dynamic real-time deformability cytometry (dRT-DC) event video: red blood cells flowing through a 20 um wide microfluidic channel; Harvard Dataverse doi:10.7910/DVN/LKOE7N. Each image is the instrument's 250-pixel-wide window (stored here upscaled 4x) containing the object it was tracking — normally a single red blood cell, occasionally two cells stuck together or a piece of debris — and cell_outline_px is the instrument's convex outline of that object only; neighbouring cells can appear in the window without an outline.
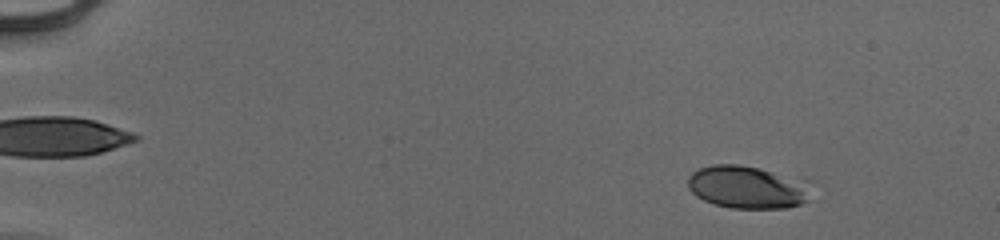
{"species": "human", "species_latin": "Homo sapiens", "temperature_condition": "cold", "stored_images_in_passage": 54, "camera_frame_rate_fps": 3000, "um_per_image_px": 0.085, "donor": {"sex": "male"}, "frame": {"image": 1, "passage_image": 7, "time_ms": 2.0, "image_size_px": [1000, 240], "cell_outline_px": [[812, 180], [808, 200], [800, 204], [788, 208], [728, 208], [704, 200], [696, 196], [688, 188], [688, 176], [692, 172], [700, 168], [712, 164], [736, 164], [760, 168]], "centroid_in_image_um": [63.59, 15.9], "position_along_channel_um": 21.4, "area_um2": 31.27}}
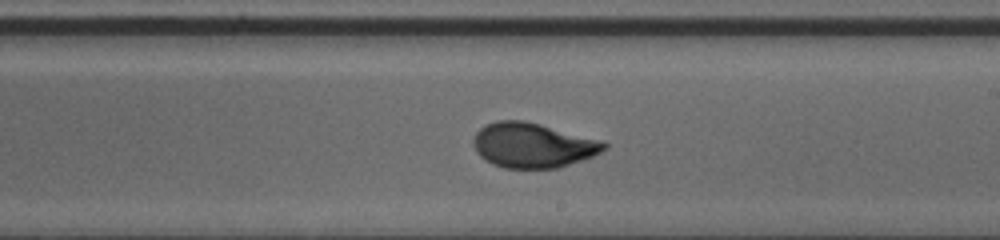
{"frame": {"image": 2, "passage_image": 34, "time_ms": 11.0, "image_size_px": [1000, 240], "cell_outline_px": [[608, 148], [592, 156], [556, 168], [504, 168], [492, 164], [484, 160], [476, 152], [472, 144], [472, 140], [476, 132], [484, 124], [496, 120], [524, 120], [540, 124], [596, 140], [608, 144]], "centroid_in_image_um": [45.19, 12.34], "position_along_channel_um": 243.8, "area_um2": 33.87}}
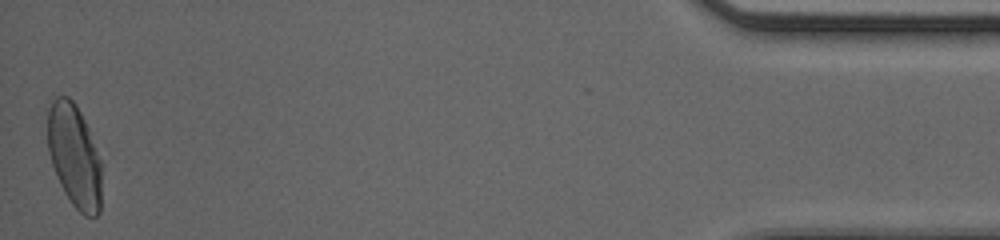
{"frame": {"image": 3, "passage_image": 54, "time_ms": 17.667, "image_size_px": [1000, 240], "cell_outline_px": [[100, 212], [96, 216], [84, 216], [72, 204], [64, 192], [60, 184], [52, 164], [48, 152], [48, 108], [52, 100], [56, 96], [68, 96], [76, 104], [88, 128], [100, 160]], "centroid_in_image_um": [6.3, 13.24], "position_along_channel_um": 428.9, "area_um2": 32.14}, "authors_computed_cell_mechanics": {"area_um2": 32.2813, "velocity_mm_per_s": 3.9462, "shape_relaxation_time_tau1_ms": 3.825, "shape_relaxation_time_tau2_ms": null, "deformation_change_tau1": 0.1757, "deformation_change_tau2": null}}